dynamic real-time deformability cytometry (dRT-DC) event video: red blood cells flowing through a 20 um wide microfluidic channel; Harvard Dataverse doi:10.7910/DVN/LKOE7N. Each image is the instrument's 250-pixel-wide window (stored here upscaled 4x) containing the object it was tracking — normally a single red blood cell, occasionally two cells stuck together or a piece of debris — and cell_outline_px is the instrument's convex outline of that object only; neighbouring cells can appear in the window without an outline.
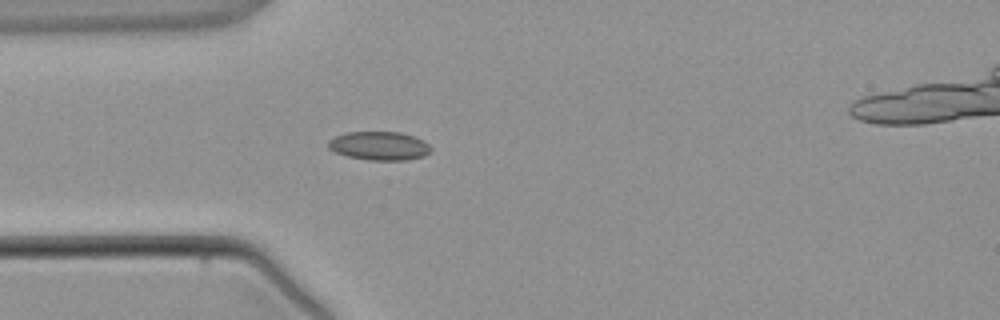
{"species": "common noctule bat (a hibernating species)", "species_latin": "Nyctalus noctula", "temperature_condition": "warm", "stored_images_in_passage": 3, "camera_frame_rate_fps": 3000, "um_per_image_px": 0.085, "animal": {"sex": "male", "body_mass_g": 21.5, "forearm_length_mm": 52.0}, "frame": {"image": 1, "passage_image": 3, "time_ms": 2.333, "image_size_px": [1000, 320], "cell_outline_px": [[432, 148], [424, 156], [408, 160], [368, 160], [348, 156], [336, 152], [328, 148], [328, 140], [344, 132], [400, 132], [416, 136], [424, 140]], "centroid_in_image_um": [32.25, 12.39], "position_along_channel_um": 52.7, "area_um2": 17.22}}